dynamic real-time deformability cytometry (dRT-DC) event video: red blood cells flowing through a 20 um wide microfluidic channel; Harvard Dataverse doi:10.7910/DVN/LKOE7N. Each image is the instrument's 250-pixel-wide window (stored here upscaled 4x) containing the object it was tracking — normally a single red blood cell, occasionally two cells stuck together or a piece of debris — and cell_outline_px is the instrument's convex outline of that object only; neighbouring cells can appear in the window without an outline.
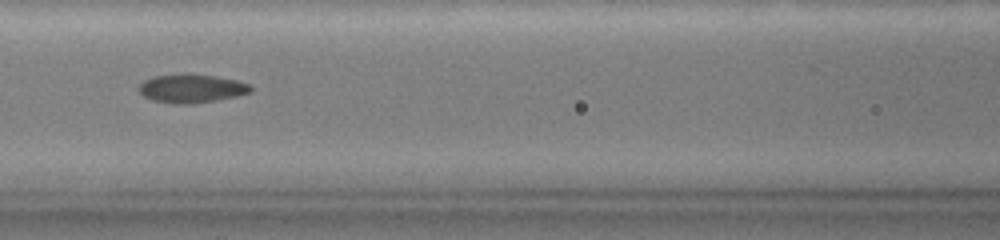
{"species": "common noctule bat (a hibernating species)", "species_latin": "Nyctalus noctula", "temperature_condition": "warm", "stored_images_in_passage": 11, "camera_frame_rate_fps": 3000, "um_per_image_px": 0.085, "animal": {"sex": "female", "body_mass_g": 19.0, "forearm_length_mm": 51.5}, "frame": {"image": 1, "passage_image": 4, "time_ms": 2.667, "image_size_px": [1000, 240], "cell_outline_px": [[252, 88], [248, 92], [232, 96], [212, 100], [152, 100], [144, 96], [140, 92], [140, 84], [144, 80], [156, 76], [212, 76], [236, 80], [248, 84]], "centroid_in_image_um": [16.28, 7.48], "position_along_channel_um": 150.3, "area_um2": 16.36}}
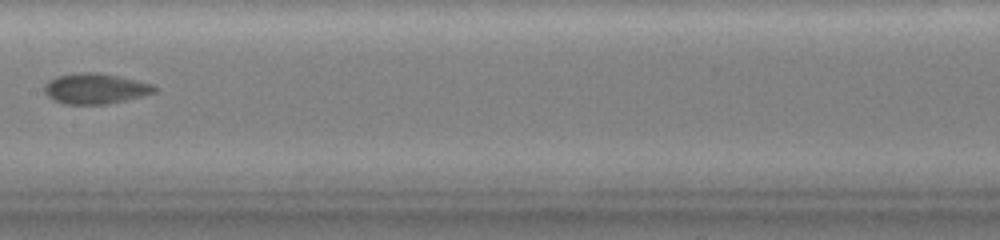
{"frame": {"image": 2, "passage_image": 5, "time_ms": 4.0, "image_size_px": [1000, 240], "cell_outline_px": [[156, 88], [152, 92], [104, 104], [68, 104], [56, 100], [48, 96], [44, 92], [44, 88], [52, 80], [60, 76], [80, 72], [96, 72], [116, 76], [152, 84]], "centroid_in_image_um": [8.05, 7.52], "position_along_channel_um": 199.3, "area_um2": 18.5}}
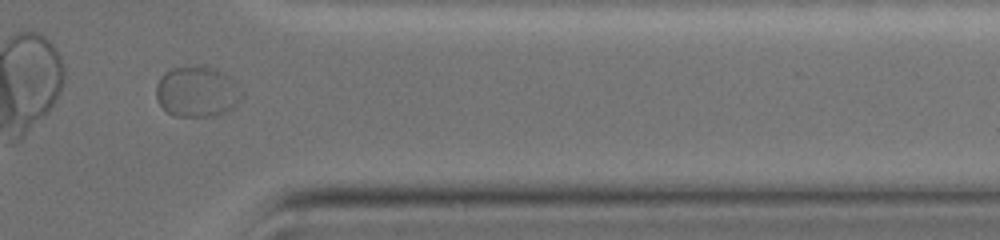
{"frame": {"image": 3, "passage_image": 10, "time_ms": 9.333, "image_size_px": [1000, 240], "cell_outline_px": [[244, 96], [228, 112], [216, 116], [176, 116], [168, 112], [160, 104], [156, 96], [156, 84], [160, 76], [164, 72], [172, 68], [188, 64], [204, 64], [216, 68], [236, 80], [244, 92]], "centroid_in_image_um": [16.79, 7.74], "position_along_channel_um": 394.6, "area_um2": 26.24}}